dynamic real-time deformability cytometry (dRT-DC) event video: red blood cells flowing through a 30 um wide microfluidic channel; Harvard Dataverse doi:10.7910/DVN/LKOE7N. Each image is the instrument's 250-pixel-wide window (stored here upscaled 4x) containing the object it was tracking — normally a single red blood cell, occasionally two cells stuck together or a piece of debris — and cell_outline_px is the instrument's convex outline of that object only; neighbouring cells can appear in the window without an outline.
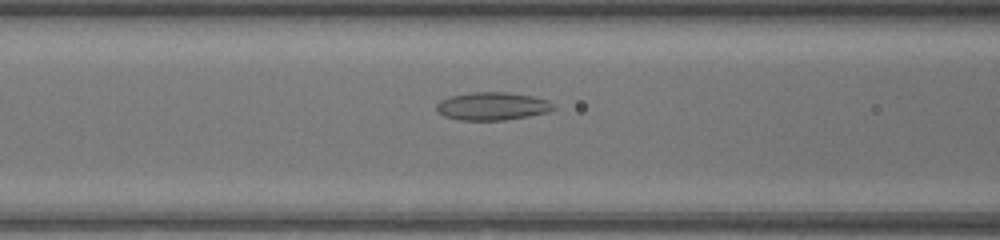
{"species": "common noctule bat (a hibernating species)", "species_latin": "Nyctalus noctula", "temperature_condition": "warm", "stored_images_in_passage": 18, "camera_frame_rate_fps": 3000, "um_per_image_px": 0.085, "animal": {"sex": "female", "body_mass_g": 17.0, "forearm_length_mm": 48.0}, "frame": {"image": 1, "passage_image": 8, "time_ms": 2.333, "image_size_px": [1000, 240], "cell_outline_px": [[556, 108], [548, 112], [528, 116], [504, 120], [460, 120], [444, 116], [436, 112], [436, 104], [440, 100], [452, 96], [472, 92], [508, 92], [532, 96], [548, 100]], "centroid_in_image_um": [41.83, 9.03], "position_along_channel_um": 124.8, "area_um2": 19.07}}
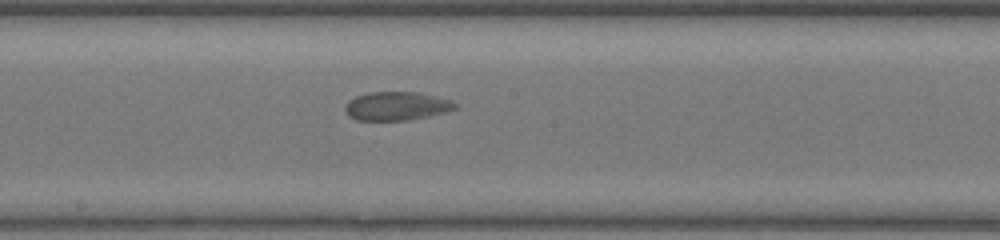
{"frame": {"image": 2, "passage_image": 14, "time_ms": 4.333, "image_size_px": [1000, 240], "cell_outline_px": [[456, 108], [444, 112], [428, 116], [408, 120], [356, 120], [348, 116], [344, 108], [348, 100], [356, 96], [368, 92], [420, 92], [452, 100], [456, 104]], "centroid_in_image_um": [33.68, 9.01], "position_along_channel_um": 214.5, "area_um2": 18.38}}
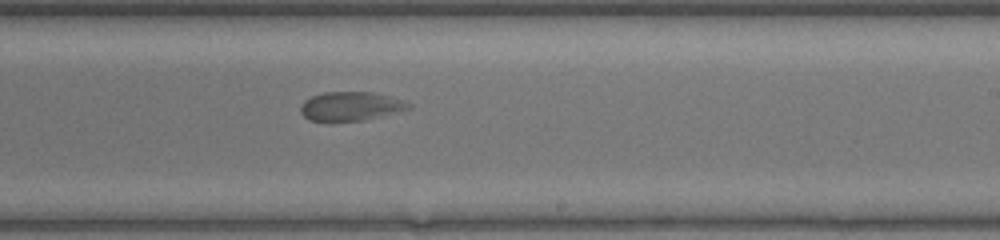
{"frame": {"image": 3, "passage_image": 17, "time_ms": 5.333, "image_size_px": [1000, 240], "cell_outline_px": [[412, 108], [364, 120], [332, 124], [308, 120], [300, 112], [300, 108], [304, 100], [312, 96], [324, 92], [372, 92], [388, 96], [412, 104]], "centroid_in_image_um": [29.73, 9.07], "position_along_channel_um": 259.3, "area_um2": 18.67}}